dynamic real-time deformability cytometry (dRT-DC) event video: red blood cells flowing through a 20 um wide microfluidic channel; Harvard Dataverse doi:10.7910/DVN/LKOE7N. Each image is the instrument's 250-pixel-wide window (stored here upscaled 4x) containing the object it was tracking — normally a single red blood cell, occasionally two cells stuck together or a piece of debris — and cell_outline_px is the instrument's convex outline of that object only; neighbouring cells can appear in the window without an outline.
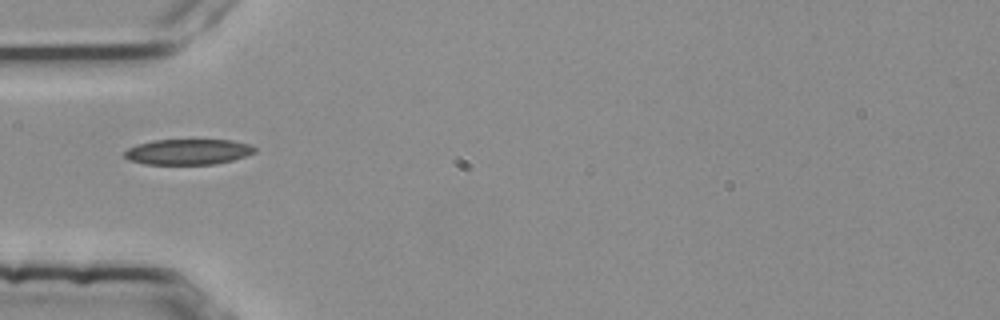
{"species": "common noctule bat (a hibernating species)", "species_latin": "Nyctalus noctula", "temperature_condition": "room temperature", "stored_images_in_passage": 31, "camera_frame_rate_fps": 3000, "um_per_image_px": 0.085, "animal": {"sex": "female", "body_mass_g": 25.1}, "frame": {"image": 1, "passage_image": 1, "time_ms": 0.0, "image_size_px": [1000, 320], "cell_outline_px": [[256, 152], [232, 160], [212, 164], [144, 164], [128, 160], [124, 156], [124, 152], [128, 148], [136, 144], [152, 140], [232, 140], [248, 144], [256, 148]], "centroid_in_image_um": [15.94, 12.9], "position_along_channel_um": 69.1, "area_um2": 19.36}, "authors_computed_cell_mechanics": {"area_um2": 19.941, "velocity_mm_per_s": 3.7858, "shape_relaxation_time_tau1_ms": null, "shape_relaxation_time_tau2_ms": 2.7177, "deformation_change_tau1": null, "deformation_change_tau2": 0.0718}}